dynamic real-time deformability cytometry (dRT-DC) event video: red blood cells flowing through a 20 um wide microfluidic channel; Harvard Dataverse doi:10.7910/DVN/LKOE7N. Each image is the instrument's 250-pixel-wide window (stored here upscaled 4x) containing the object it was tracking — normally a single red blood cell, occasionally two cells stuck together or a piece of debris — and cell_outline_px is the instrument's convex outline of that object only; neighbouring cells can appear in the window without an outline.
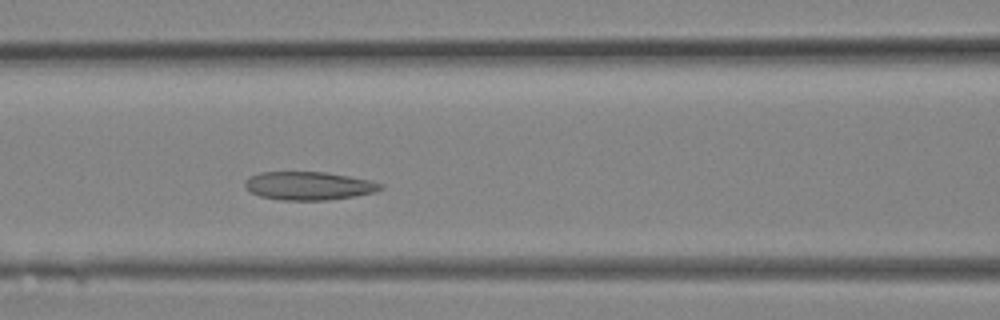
{"species": "Egyptian fruit bat (a non-hibernating species)", "species_latin": "Rousettus aegyptiacus", "temperature_condition": "room temperature", "stored_images_in_passage": 10, "camera_frame_rate_fps": 3000, "um_per_image_px": 0.085, "animal": {"sex": "female"}, "frame": {"image": 1, "passage_image": 10, "time_ms": 3.0, "image_size_px": [1000, 320], "cell_outline_px": [[384, 188], [376, 192], [356, 196], [328, 200], [280, 200], [260, 196], [244, 188], [244, 180], [248, 176], [260, 172], [324, 172], [372, 180], [384, 184]], "centroid_in_image_um": [26.25, 15.79], "position_along_channel_um": 140.3, "area_um2": 22.66}}